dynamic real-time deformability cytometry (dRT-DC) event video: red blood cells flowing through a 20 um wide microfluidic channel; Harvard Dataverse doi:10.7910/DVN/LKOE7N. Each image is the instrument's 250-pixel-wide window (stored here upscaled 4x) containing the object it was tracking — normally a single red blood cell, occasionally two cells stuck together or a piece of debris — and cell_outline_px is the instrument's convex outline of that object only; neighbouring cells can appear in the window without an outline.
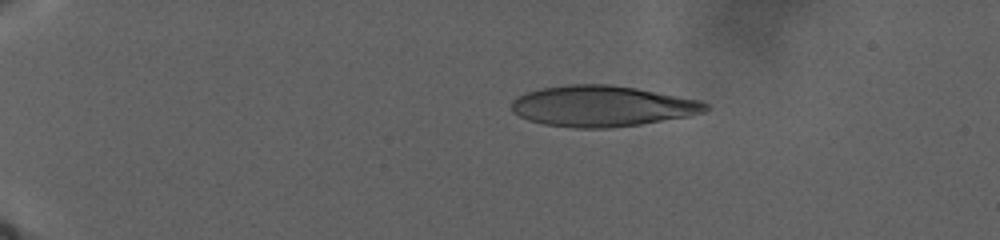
{"species": "human", "species_latin": "Homo sapiens", "temperature_condition": "warm", "stored_images_in_passage": 73, "camera_frame_rate_fps": 3000, "um_per_image_px": 0.085, "donor": {"sex": "male"}, "frame": {"image": 1, "passage_image": 20, "time_ms": 9.0, "image_size_px": [1000, 240], "cell_outline_px": [[708, 108], [704, 112], [688, 116], [640, 124], [612, 128], [572, 128], [544, 124], [528, 120], [512, 112], [512, 100], [528, 92], [544, 88], [568, 84], [608, 84], [636, 88], [700, 100], [708, 104]], "centroid_in_image_um": [51.18, 9.03], "position_along_channel_um": 33.8, "area_um2": 46.01}}
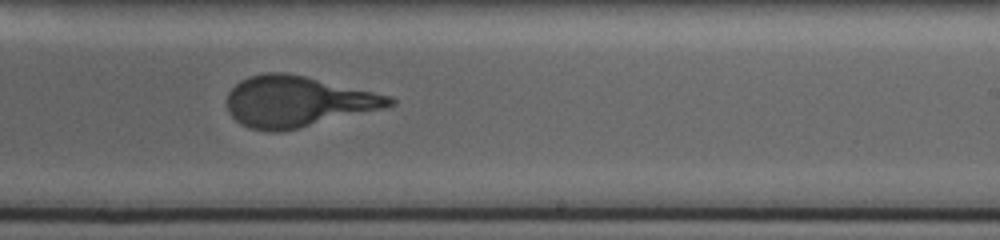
{"frame": {"image": 2, "passage_image": 50, "time_ms": 28.667, "image_size_px": [1000, 240], "cell_outline_px": [[396, 104], [384, 108], [300, 128], [280, 132], [268, 132], [248, 128], [240, 124], [228, 112], [228, 92], [240, 80], [248, 76], [264, 72], [288, 72], [392, 96], [396, 100]], "centroid_in_image_um": [25.27, 8.63], "position_along_channel_um": 263.7, "area_um2": 48.38}}
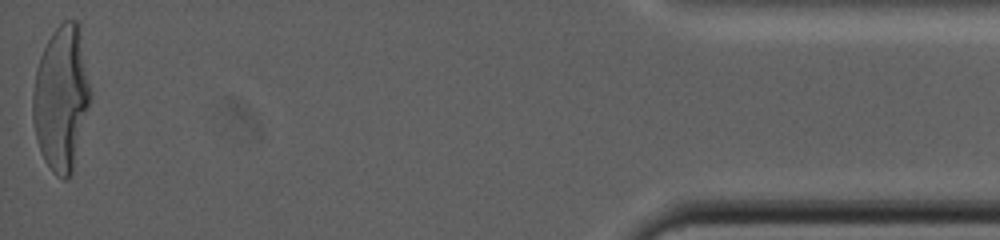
{"frame": {"image": 3, "passage_image": 73, "time_ms": 42.667, "image_size_px": [1000, 240], "cell_outline_px": [[92, 96], [72, 172], [64, 180], [56, 176], [52, 172], [44, 160], [40, 152], [36, 140], [32, 120], [32, 92], [36, 68], [40, 56], [52, 32], [64, 20], [76, 20], [80, 24], [92, 92]], "centroid_in_image_um": [5.22, 8.32], "position_along_channel_um": 430.0, "area_um2": 49.36}}